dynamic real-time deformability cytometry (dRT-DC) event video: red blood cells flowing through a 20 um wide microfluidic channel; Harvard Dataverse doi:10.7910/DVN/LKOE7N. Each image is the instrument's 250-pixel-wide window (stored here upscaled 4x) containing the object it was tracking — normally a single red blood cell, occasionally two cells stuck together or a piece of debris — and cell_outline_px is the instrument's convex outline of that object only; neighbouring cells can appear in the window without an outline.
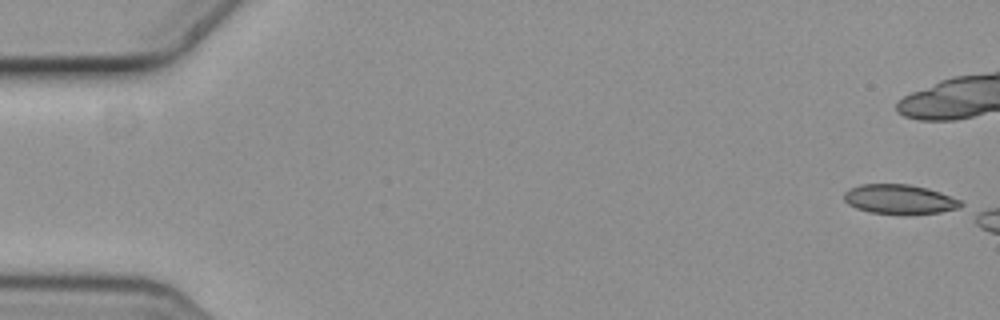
{"species": "common noctule bat (a hibernating species)", "species_latin": "Nyctalus noctula", "temperature_condition": "cold", "stored_images_in_passage": 4, "camera_frame_rate_fps": 3000, "um_per_image_px": 0.085, "animal": {"sex": "female", "body_mass_g": 19.3, "forearm_length_mm": 54.1}, "frame": {"image": 1, "passage_image": 1, "time_ms": 0.0, "image_size_px": [1000, 320], "cell_outline_px": [[964, 204], [960, 208], [940, 212], [908, 216], [900, 216], [872, 212], [856, 208], [848, 204], [844, 200], [844, 192], [860, 184], [908, 184], [928, 188], [940, 192], [960, 200]], "centroid_in_image_um": [76.48, 16.97], "position_along_channel_um": 8.5, "area_um2": 20.52}}